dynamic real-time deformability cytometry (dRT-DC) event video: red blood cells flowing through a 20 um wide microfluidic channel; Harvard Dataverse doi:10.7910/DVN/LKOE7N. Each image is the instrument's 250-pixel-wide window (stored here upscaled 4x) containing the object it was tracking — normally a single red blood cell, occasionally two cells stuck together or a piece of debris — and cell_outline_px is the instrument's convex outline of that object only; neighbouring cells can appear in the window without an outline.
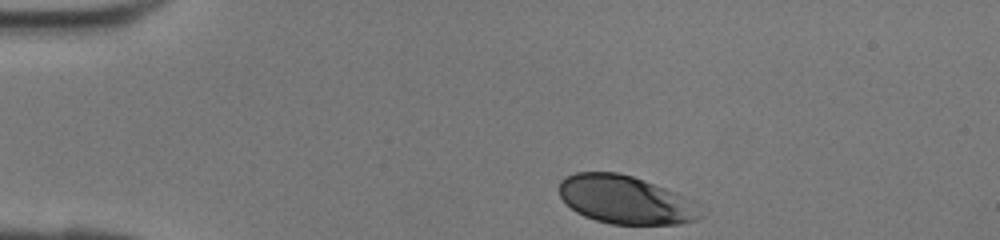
{"species": "human", "species_latin": "Homo sapiens", "temperature_condition": "room temperature", "stored_images_in_passage": 28, "camera_frame_rate_fps": 3000, "um_per_image_px": 0.085, "donor": {"sex": "female"}, "frame": {"image": 1, "passage_image": 1, "time_ms": 0.0, "image_size_px": [1000, 240], "cell_outline_px": [[704, 216], [696, 220], [680, 224], [612, 224], [596, 220], [584, 216], [576, 212], [560, 196], [560, 180], [564, 176], [576, 172], [616, 172], [632, 176], [644, 180], [676, 192], [704, 204]], "centroid_in_image_um": [53.27, 16.99], "position_along_channel_um": 31.7, "area_um2": 40.29}}
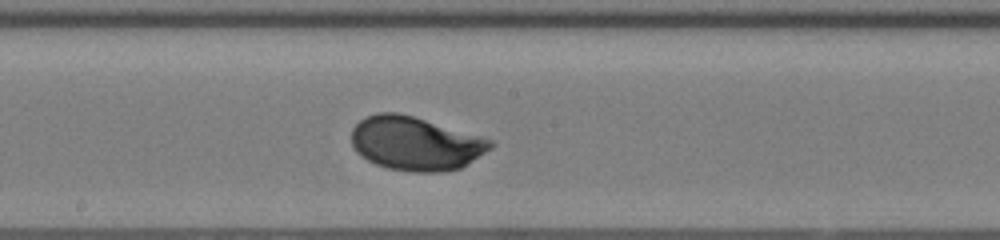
{"frame": {"image": 2, "passage_image": 16, "time_ms": 5.0, "image_size_px": [1000, 240], "cell_outline_px": [[496, 144], [492, 148], [460, 168], [444, 172], [412, 172], [388, 168], [376, 164], [360, 156], [356, 152], [352, 144], [352, 128], [364, 116], [376, 112], [396, 112], [412, 116], [480, 136], [492, 140]], "centroid_in_image_um": [35.29, 12.19], "position_along_channel_um": 212.9, "area_um2": 43.47}}
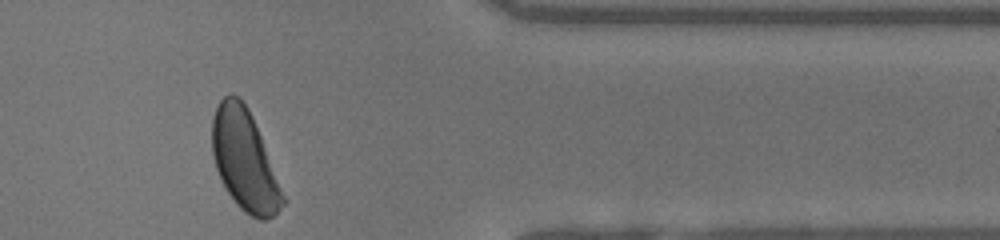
{"frame": {"image": 3, "passage_image": 28, "time_ms": 9.0, "image_size_px": [1000, 240], "cell_outline_px": [[284, 204], [268, 220], [260, 220], [244, 212], [236, 204], [228, 192], [216, 168], [212, 152], [212, 120], [216, 108], [220, 100], [228, 92], [232, 92], [240, 96], [248, 108], [252, 116], [284, 196]], "centroid_in_image_um": [20.75, 13.58], "position_along_channel_um": 390.6, "area_um2": 40.75}}